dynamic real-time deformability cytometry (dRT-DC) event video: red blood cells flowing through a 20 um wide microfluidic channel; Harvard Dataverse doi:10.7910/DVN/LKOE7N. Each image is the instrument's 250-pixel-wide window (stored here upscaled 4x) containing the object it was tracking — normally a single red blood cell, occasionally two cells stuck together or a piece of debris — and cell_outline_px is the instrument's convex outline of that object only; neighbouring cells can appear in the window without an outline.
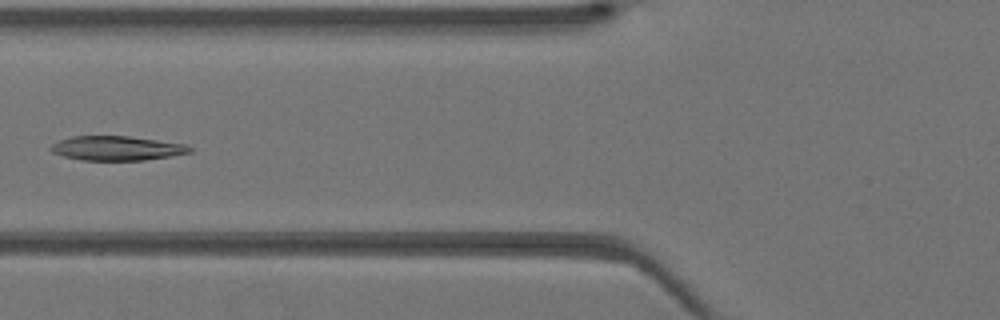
{"species": "Egyptian fruit bat (a non-hibernating species)", "species_latin": "Rousettus aegyptiacus", "temperature_condition": "warm", "stored_images_in_passage": 28, "camera_frame_rate_fps": 3000, "um_per_image_px": 0.085, "animal": {"sex": "female"}, "frame": {"image": 1, "passage_image": 5, "time_ms": 1.333, "image_size_px": [1000, 320], "cell_outline_px": [[192, 152], [172, 156], [144, 160], [80, 160], [64, 156], [52, 152], [48, 148], [52, 144], [60, 140], [72, 136], [128, 136], [188, 144], [192, 148]], "centroid_in_image_um": [9.95, 12.6], "position_along_channel_um": 115.9, "area_um2": 19.83}}
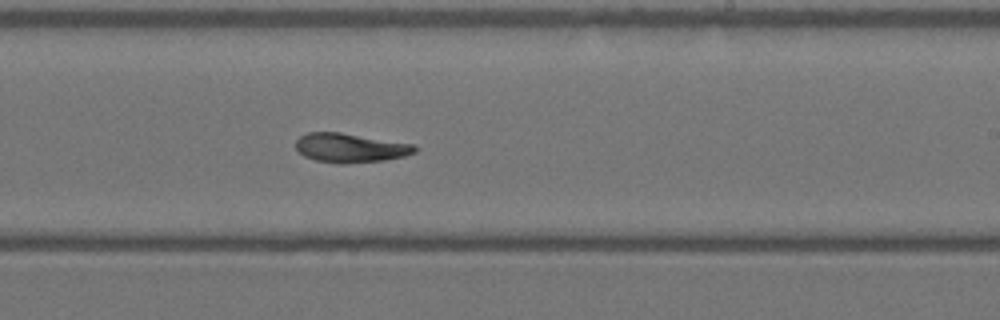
{"frame": {"image": 2, "passage_image": 14, "time_ms": 4.333, "image_size_px": [1000, 320], "cell_outline_px": [[416, 152], [404, 156], [384, 160], [344, 164], [340, 164], [316, 160], [304, 156], [296, 148], [296, 140], [300, 136], [308, 132], [340, 132], [416, 144]], "centroid_in_image_um": [29.79, 12.56], "position_along_channel_um": 259.2, "area_um2": 20.29}}
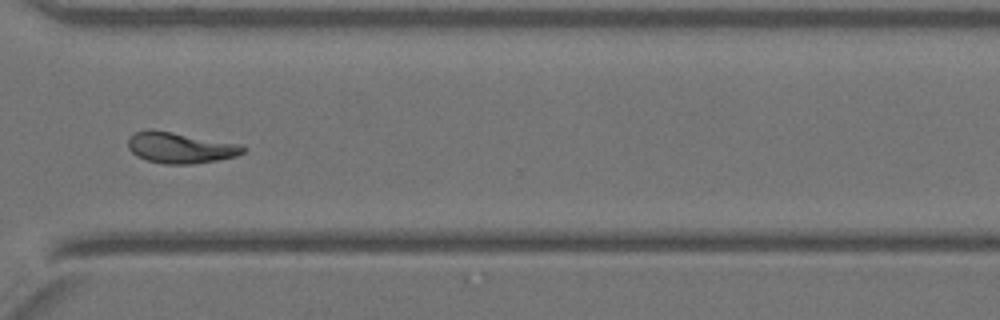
{"frame": {"image": 3, "passage_image": 20, "time_ms": 6.333, "image_size_px": [1000, 320], "cell_outline_px": [[244, 152], [236, 156], [216, 160], [192, 164], [164, 164], [148, 160], [136, 156], [128, 148], [128, 136], [136, 132], [148, 128], [152, 128], [244, 144]], "centroid_in_image_um": [15.31, 12.53], "position_along_channel_um": 355.3, "area_um2": 21.1}}